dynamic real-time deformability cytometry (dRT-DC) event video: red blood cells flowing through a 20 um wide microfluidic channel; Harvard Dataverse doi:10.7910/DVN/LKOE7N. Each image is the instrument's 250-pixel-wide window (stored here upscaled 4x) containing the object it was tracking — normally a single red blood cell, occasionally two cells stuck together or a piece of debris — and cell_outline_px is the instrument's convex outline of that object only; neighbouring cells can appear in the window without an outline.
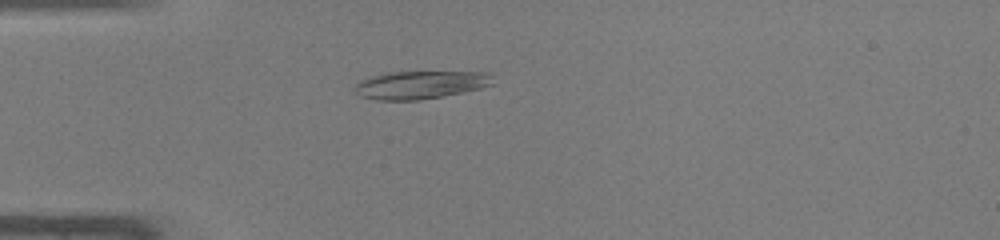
{"species": "common noctule bat (a hibernating species)", "species_latin": "Nyctalus noctula", "temperature_condition": "warm", "stored_images_in_passage": 39, "camera_frame_rate_fps": 3000, "um_per_image_px": 0.085, "animal": {"sex": "male", "body_mass_g": 19.0, "forearm_length_mm": 50.8}, "frame": {"image": 1, "passage_image": 5, "time_ms": 1.333, "image_size_px": [1000, 240], "cell_outline_px": [[492, 84], [480, 88], [440, 96], [416, 100], [376, 100], [360, 96], [352, 88], [360, 80], [372, 76], [388, 72], [492, 72]], "centroid_in_image_um": [35.69, 7.2], "position_along_channel_um": 49.3, "area_um2": 22.31}}
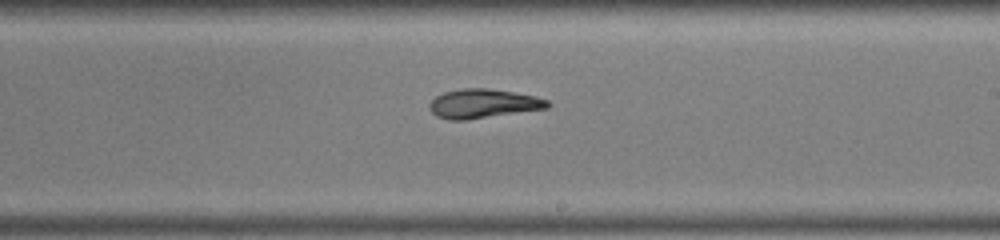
{"frame": {"image": 2, "passage_image": 20, "time_ms": 6.333, "image_size_px": [1000, 240], "cell_outline_px": [[552, 104], [548, 108], [464, 120], [448, 120], [436, 116], [428, 108], [428, 104], [436, 96], [444, 92], [460, 88], [488, 88], [536, 96], [548, 100]], "centroid_in_image_um": [41.05, 8.8], "position_along_channel_um": 248.0, "area_um2": 20.06}}
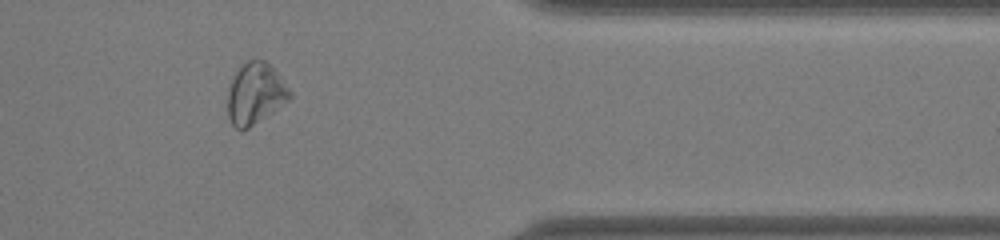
{"frame": {"image": 3, "passage_image": 31, "time_ms": 10.0, "image_size_px": [1000, 240], "cell_outline_px": [[292, 96], [288, 100], [272, 112], [248, 128], [240, 132], [232, 124], [228, 116], [228, 88], [232, 76], [240, 64], [248, 60], [264, 60], [276, 72], [292, 92]], "centroid_in_image_um": [21.66, 7.95], "position_along_channel_um": 389.7, "area_um2": 22.14}, "authors_computed_cell_mechanics": {"area_um2": 21.1548, "velocity_mm_per_s": 4.2912, "shape_relaxation_time_tau1_ms": 6.2423, "shape_relaxation_time_tau2_ms": 8.4138, "deformation_change_tau1": 0.1956, "deformation_change_tau2": 0.2058}}